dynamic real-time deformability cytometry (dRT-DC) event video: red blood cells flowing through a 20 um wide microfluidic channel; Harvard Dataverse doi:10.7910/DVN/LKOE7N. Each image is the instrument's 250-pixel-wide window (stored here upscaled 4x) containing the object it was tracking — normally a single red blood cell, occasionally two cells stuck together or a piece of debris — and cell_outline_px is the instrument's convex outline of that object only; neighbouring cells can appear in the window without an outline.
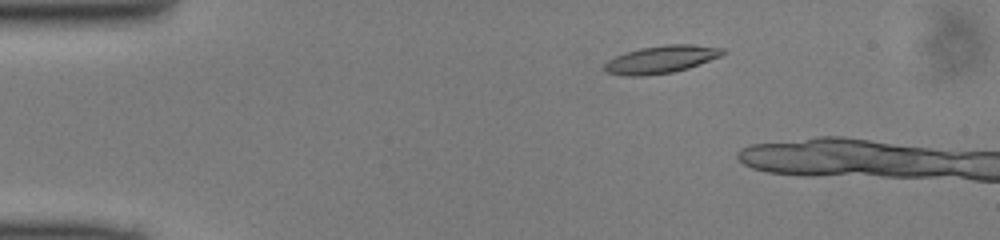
{"species": "common noctule bat (a hibernating species)", "species_latin": "Nyctalus noctula", "temperature_condition": "cold", "stored_images_in_passage": 12, "camera_frame_rate_fps": 3000, "um_per_image_px": 0.085, "animal": {"sex": "male", "body_mass_g": 13.0, "forearm_length_mm": 53.1}, "frame": {"image": 1, "passage_image": 9, "time_ms": 2.667, "image_size_px": [1000, 240], "cell_outline_px": [[728, 52], [720, 56], [688, 68], [672, 72], [644, 76], [624, 76], [604, 72], [604, 64], [608, 60], [624, 52], [640, 48], [664, 44], [692, 44], [724, 48]], "centroid_in_image_um": [56.18, 5.04], "position_along_channel_um": 28.8, "area_um2": 19.19}}